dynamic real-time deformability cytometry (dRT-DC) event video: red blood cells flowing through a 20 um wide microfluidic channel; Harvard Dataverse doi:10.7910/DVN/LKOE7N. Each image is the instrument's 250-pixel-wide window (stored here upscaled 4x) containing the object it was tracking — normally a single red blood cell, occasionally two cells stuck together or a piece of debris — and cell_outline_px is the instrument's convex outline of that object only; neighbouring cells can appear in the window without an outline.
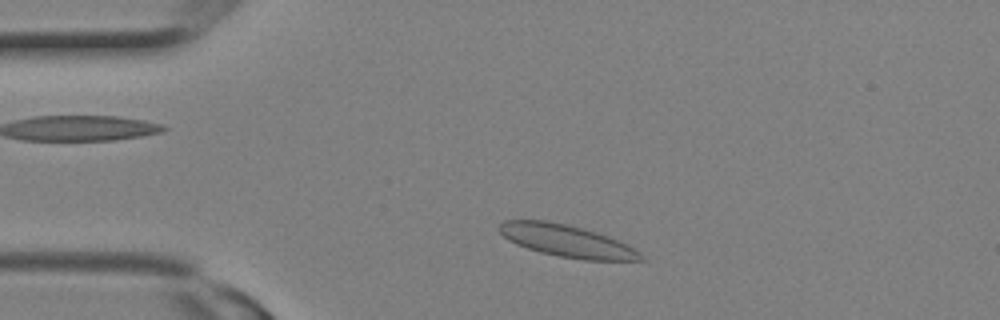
{"species": "Egyptian fruit bat (a non-hibernating species)", "species_latin": "Rousettus aegyptiacus", "temperature_condition": "room temperature", "stored_images_in_passage": 4, "camera_frame_rate_fps": 3000, "um_per_image_px": 0.085, "animal": {"sex": "female"}, "frame": {"image": 1, "passage_image": 2, "time_ms": 0.333, "image_size_px": [1000, 320], "cell_outline_px": [[644, 260], [584, 260], [560, 256], [540, 252], [516, 244], [508, 240], [496, 228], [504, 220], [544, 220], [564, 224], [596, 232], [608, 236], [640, 252], [644, 256]], "centroid_in_image_um": [48.13, 20.47], "position_along_channel_um": 36.9, "area_um2": 26.07}}